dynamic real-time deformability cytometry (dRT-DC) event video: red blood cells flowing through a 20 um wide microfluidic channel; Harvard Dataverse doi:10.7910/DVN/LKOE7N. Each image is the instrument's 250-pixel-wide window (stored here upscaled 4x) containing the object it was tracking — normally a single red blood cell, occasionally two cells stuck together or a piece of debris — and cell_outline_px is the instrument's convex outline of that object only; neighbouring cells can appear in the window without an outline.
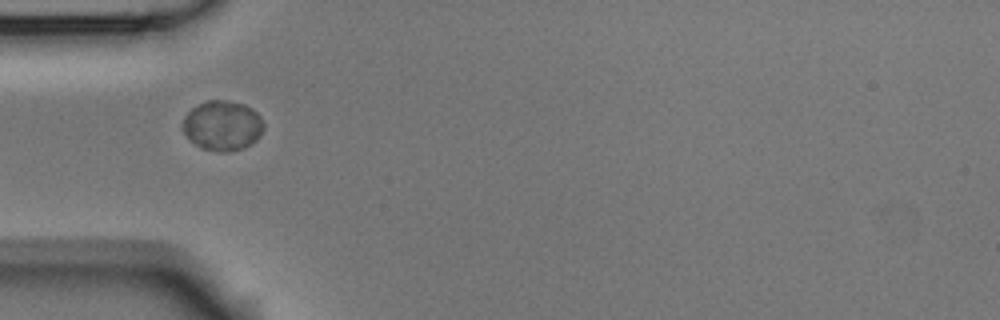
{"species": "Egyptian fruit bat (a non-hibernating species)", "species_latin": "Rousettus aegyptiacus", "temperature_condition": "room temperature", "stored_images_in_passage": 5, "camera_frame_rate_fps": 3000, "um_per_image_px": 0.085, "animal": {"sex": "male"}, "frame": {"image": 1, "passage_image": 5, "time_ms": 1.333, "image_size_px": [1000, 320], "cell_outline_px": [[264, 128], [260, 136], [252, 144], [244, 148], [228, 152], [216, 152], [200, 148], [188, 140], [180, 128], [180, 124], [184, 116], [192, 108], [208, 100], [224, 100], [244, 104], [252, 108], [260, 116], [264, 124]], "centroid_in_image_um": [18.88, 10.7], "position_along_channel_um": 66.1, "area_um2": 24.1}}